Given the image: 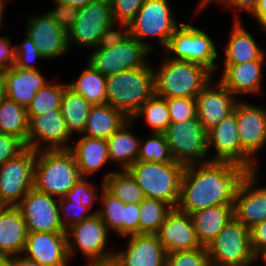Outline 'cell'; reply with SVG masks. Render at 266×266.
Masks as SVG:
<instances>
[{
  "mask_svg": "<svg viewBox=\"0 0 266 266\" xmlns=\"http://www.w3.org/2000/svg\"><path fill=\"white\" fill-rule=\"evenodd\" d=\"M199 165L198 169L195 164L185 167L177 208L190 215L208 207L234 204L237 188L248 170L227 161L201 160Z\"/></svg>",
  "mask_w": 266,
  "mask_h": 266,
  "instance_id": "obj_1",
  "label": "cell"
},
{
  "mask_svg": "<svg viewBox=\"0 0 266 266\" xmlns=\"http://www.w3.org/2000/svg\"><path fill=\"white\" fill-rule=\"evenodd\" d=\"M155 71L144 67L106 77V104L122 111L129 119L155 94Z\"/></svg>",
  "mask_w": 266,
  "mask_h": 266,
  "instance_id": "obj_2",
  "label": "cell"
},
{
  "mask_svg": "<svg viewBox=\"0 0 266 266\" xmlns=\"http://www.w3.org/2000/svg\"><path fill=\"white\" fill-rule=\"evenodd\" d=\"M81 178L70 150L41 149L36 152L33 183L35 190L62 198Z\"/></svg>",
  "mask_w": 266,
  "mask_h": 266,
  "instance_id": "obj_3",
  "label": "cell"
},
{
  "mask_svg": "<svg viewBox=\"0 0 266 266\" xmlns=\"http://www.w3.org/2000/svg\"><path fill=\"white\" fill-rule=\"evenodd\" d=\"M167 59V60H166ZM155 72V94L165 99L196 96L211 84L212 71L198 63L166 58Z\"/></svg>",
  "mask_w": 266,
  "mask_h": 266,
  "instance_id": "obj_4",
  "label": "cell"
},
{
  "mask_svg": "<svg viewBox=\"0 0 266 266\" xmlns=\"http://www.w3.org/2000/svg\"><path fill=\"white\" fill-rule=\"evenodd\" d=\"M185 167L177 162L136 161L127 171L142 189L146 198L160 200L172 208H177Z\"/></svg>",
  "mask_w": 266,
  "mask_h": 266,
  "instance_id": "obj_5",
  "label": "cell"
},
{
  "mask_svg": "<svg viewBox=\"0 0 266 266\" xmlns=\"http://www.w3.org/2000/svg\"><path fill=\"white\" fill-rule=\"evenodd\" d=\"M211 266H251L257 260L251 248L250 230L233 217L208 245Z\"/></svg>",
  "mask_w": 266,
  "mask_h": 266,
  "instance_id": "obj_6",
  "label": "cell"
},
{
  "mask_svg": "<svg viewBox=\"0 0 266 266\" xmlns=\"http://www.w3.org/2000/svg\"><path fill=\"white\" fill-rule=\"evenodd\" d=\"M153 49L151 45L141 44L129 36L122 43L110 49H94L88 63L103 76H111L126 70L147 65L146 54Z\"/></svg>",
  "mask_w": 266,
  "mask_h": 266,
  "instance_id": "obj_7",
  "label": "cell"
},
{
  "mask_svg": "<svg viewBox=\"0 0 266 266\" xmlns=\"http://www.w3.org/2000/svg\"><path fill=\"white\" fill-rule=\"evenodd\" d=\"M172 16L167 0H145L136 16L128 23L130 36L141 40L145 36H156L159 43L167 48L171 36L178 27Z\"/></svg>",
  "mask_w": 266,
  "mask_h": 266,
  "instance_id": "obj_8",
  "label": "cell"
},
{
  "mask_svg": "<svg viewBox=\"0 0 266 266\" xmlns=\"http://www.w3.org/2000/svg\"><path fill=\"white\" fill-rule=\"evenodd\" d=\"M164 134L177 163L192 165L195 164V158L204 159L208 154L207 131L198 118L170 123Z\"/></svg>",
  "mask_w": 266,
  "mask_h": 266,
  "instance_id": "obj_9",
  "label": "cell"
},
{
  "mask_svg": "<svg viewBox=\"0 0 266 266\" xmlns=\"http://www.w3.org/2000/svg\"><path fill=\"white\" fill-rule=\"evenodd\" d=\"M36 152L26 148L0 166V200L16 206L33 188Z\"/></svg>",
  "mask_w": 266,
  "mask_h": 266,
  "instance_id": "obj_10",
  "label": "cell"
},
{
  "mask_svg": "<svg viewBox=\"0 0 266 266\" xmlns=\"http://www.w3.org/2000/svg\"><path fill=\"white\" fill-rule=\"evenodd\" d=\"M178 25L166 48L169 53L176 54V57H171V59L198 63L212 72L215 71L214 61L218 53L210 37L194 26L185 23Z\"/></svg>",
  "mask_w": 266,
  "mask_h": 266,
  "instance_id": "obj_11",
  "label": "cell"
},
{
  "mask_svg": "<svg viewBox=\"0 0 266 266\" xmlns=\"http://www.w3.org/2000/svg\"><path fill=\"white\" fill-rule=\"evenodd\" d=\"M112 24L116 23L110 0H94L78 9L76 21L67 33L68 44L96 48L104 30Z\"/></svg>",
  "mask_w": 266,
  "mask_h": 266,
  "instance_id": "obj_12",
  "label": "cell"
},
{
  "mask_svg": "<svg viewBox=\"0 0 266 266\" xmlns=\"http://www.w3.org/2000/svg\"><path fill=\"white\" fill-rule=\"evenodd\" d=\"M71 232V233H70ZM67 235V250L69 258L74 254L73 249L78 247L80 252L87 257L90 262H106L113 260L114 253H105L104 249L108 239V229L102 219L94 214L91 218L76 223L70 228ZM69 234L75 244L70 241Z\"/></svg>",
  "mask_w": 266,
  "mask_h": 266,
  "instance_id": "obj_13",
  "label": "cell"
},
{
  "mask_svg": "<svg viewBox=\"0 0 266 266\" xmlns=\"http://www.w3.org/2000/svg\"><path fill=\"white\" fill-rule=\"evenodd\" d=\"M30 232H66L60 223L59 206L54 197L32 188L16 205Z\"/></svg>",
  "mask_w": 266,
  "mask_h": 266,
  "instance_id": "obj_14",
  "label": "cell"
},
{
  "mask_svg": "<svg viewBox=\"0 0 266 266\" xmlns=\"http://www.w3.org/2000/svg\"><path fill=\"white\" fill-rule=\"evenodd\" d=\"M207 140L208 150L210 145H213L217 152L212 161L232 162L243 166L248 171H256V163L241 148L234 111L207 132Z\"/></svg>",
  "mask_w": 266,
  "mask_h": 266,
  "instance_id": "obj_15",
  "label": "cell"
},
{
  "mask_svg": "<svg viewBox=\"0 0 266 266\" xmlns=\"http://www.w3.org/2000/svg\"><path fill=\"white\" fill-rule=\"evenodd\" d=\"M27 147L40 151V139L49 143L45 150H69L66 146L70 133L60 109L50 110L42 115L27 116ZM37 138V140H35Z\"/></svg>",
  "mask_w": 266,
  "mask_h": 266,
  "instance_id": "obj_16",
  "label": "cell"
},
{
  "mask_svg": "<svg viewBox=\"0 0 266 266\" xmlns=\"http://www.w3.org/2000/svg\"><path fill=\"white\" fill-rule=\"evenodd\" d=\"M257 174L256 171H248L237 188L234 200V217L249 230L266 220V187H253Z\"/></svg>",
  "mask_w": 266,
  "mask_h": 266,
  "instance_id": "obj_17",
  "label": "cell"
},
{
  "mask_svg": "<svg viewBox=\"0 0 266 266\" xmlns=\"http://www.w3.org/2000/svg\"><path fill=\"white\" fill-rule=\"evenodd\" d=\"M41 266H66L68 261L66 232H30L23 253Z\"/></svg>",
  "mask_w": 266,
  "mask_h": 266,
  "instance_id": "obj_18",
  "label": "cell"
},
{
  "mask_svg": "<svg viewBox=\"0 0 266 266\" xmlns=\"http://www.w3.org/2000/svg\"><path fill=\"white\" fill-rule=\"evenodd\" d=\"M127 249L114 253L113 261L118 266H166L164 247L157 234H131Z\"/></svg>",
  "mask_w": 266,
  "mask_h": 266,
  "instance_id": "obj_19",
  "label": "cell"
},
{
  "mask_svg": "<svg viewBox=\"0 0 266 266\" xmlns=\"http://www.w3.org/2000/svg\"><path fill=\"white\" fill-rule=\"evenodd\" d=\"M157 237L167 253L202 247L191 216L178 208H173L168 213Z\"/></svg>",
  "mask_w": 266,
  "mask_h": 266,
  "instance_id": "obj_20",
  "label": "cell"
},
{
  "mask_svg": "<svg viewBox=\"0 0 266 266\" xmlns=\"http://www.w3.org/2000/svg\"><path fill=\"white\" fill-rule=\"evenodd\" d=\"M233 111L236 114L241 148L253 158L254 152L266 144V109L239 101Z\"/></svg>",
  "mask_w": 266,
  "mask_h": 266,
  "instance_id": "obj_21",
  "label": "cell"
},
{
  "mask_svg": "<svg viewBox=\"0 0 266 266\" xmlns=\"http://www.w3.org/2000/svg\"><path fill=\"white\" fill-rule=\"evenodd\" d=\"M27 28V34L43 59L57 58L70 48L67 32L62 30L47 13L37 18H29Z\"/></svg>",
  "mask_w": 266,
  "mask_h": 266,
  "instance_id": "obj_22",
  "label": "cell"
},
{
  "mask_svg": "<svg viewBox=\"0 0 266 266\" xmlns=\"http://www.w3.org/2000/svg\"><path fill=\"white\" fill-rule=\"evenodd\" d=\"M209 85L196 96L197 118L207 132L231 114L237 103L232 97L233 93L220 82L218 90Z\"/></svg>",
  "mask_w": 266,
  "mask_h": 266,
  "instance_id": "obj_23",
  "label": "cell"
},
{
  "mask_svg": "<svg viewBox=\"0 0 266 266\" xmlns=\"http://www.w3.org/2000/svg\"><path fill=\"white\" fill-rule=\"evenodd\" d=\"M25 219L17 206H8L0 211V258L23 253L27 239Z\"/></svg>",
  "mask_w": 266,
  "mask_h": 266,
  "instance_id": "obj_24",
  "label": "cell"
},
{
  "mask_svg": "<svg viewBox=\"0 0 266 266\" xmlns=\"http://www.w3.org/2000/svg\"><path fill=\"white\" fill-rule=\"evenodd\" d=\"M2 72L7 98L25 107L31 103L36 93L47 84L37 69H23L13 66L2 70Z\"/></svg>",
  "mask_w": 266,
  "mask_h": 266,
  "instance_id": "obj_25",
  "label": "cell"
},
{
  "mask_svg": "<svg viewBox=\"0 0 266 266\" xmlns=\"http://www.w3.org/2000/svg\"><path fill=\"white\" fill-rule=\"evenodd\" d=\"M190 216L200 245L207 248L234 217V204L208 207L198 210Z\"/></svg>",
  "mask_w": 266,
  "mask_h": 266,
  "instance_id": "obj_26",
  "label": "cell"
},
{
  "mask_svg": "<svg viewBox=\"0 0 266 266\" xmlns=\"http://www.w3.org/2000/svg\"><path fill=\"white\" fill-rule=\"evenodd\" d=\"M264 55L259 60L240 64H225L222 79L219 81L235 96L238 93L260 91L261 68Z\"/></svg>",
  "mask_w": 266,
  "mask_h": 266,
  "instance_id": "obj_27",
  "label": "cell"
},
{
  "mask_svg": "<svg viewBox=\"0 0 266 266\" xmlns=\"http://www.w3.org/2000/svg\"><path fill=\"white\" fill-rule=\"evenodd\" d=\"M128 120L122 111L109 104L95 105L90 109L83 135L107 140Z\"/></svg>",
  "mask_w": 266,
  "mask_h": 266,
  "instance_id": "obj_28",
  "label": "cell"
},
{
  "mask_svg": "<svg viewBox=\"0 0 266 266\" xmlns=\"http://www.w3.org/2000/svg\"><path fill=\"white\" fill-rule=\"evenodd\" d=\"M69 150L73 153L78 170L84 178V175L92 174L110 160L105 139L84 136Z\"/></svg>",
  "mask_w": 266,
  "mask_h": 266,
  "instance_id": "obj_29",
  "label": "cell"
},
{
  "mask_svg": "<svg viewBox=\"0 0 266 266\" xmlns=\"http://www.w3.org/2000/svg\"><path fill=\"white\" fill-rule=\"evenodd\" d=\"M225 64H240L259 60L263 51L258 47L255 39L247 32L238 20L235 22L231 37L225 49Z\"/></svg>",
  "mask_w": 266,
  "mask_h": 266,
  "instance_id": "obj_30",
  "label": "cell"
},
{
  "mask_svg": "<svg viewBox=\"0 0 266 266\" xmlns=\"http://www.w3.org/2000/svg\"><path fill=\"white\" fill-rule=\"evenodd\" d=\"M91 107L83 96L68 86L64 89L60 110L70 134L73 131L83 134Z\"/></svg>",
  "mask_w": 266,
  "mask_h": 266,
  "instance_id": "obj_31",
  "label": "cell"
},
{
  "mask_svg": "<svg viewBox=\"0 0 266 266\" xmlns=\"http://www.w3.org/2000/svg\"><path fill=\"white\" fill-rule=\"evenodd\" d=\"M130 121L132 120L129 119L107 139L110 160L121 161L123 170L134 164L139 154L140 141L126 129Z\"/></svg>",
  "mask_w": 266,
  "mask_h": 266,
  "instance_id": "obj_32",
  "label": "cell"
},
{
  "mask_svg": "<svg viewBox=\"0 0 266 266\" xmlns=\"http://www.w3.org/2000/svg\"><path fill=\"white\" fill-rule=\"evenodd\" d=\"M67 85L83 96L92 106L106 104V76L95 70L89 63L80 78Z\"/></svg>",
  "mask_w": 266,
  "mask_h": 266,
  "instance_id": "obj_33",
  "label": "cell"
},
{
  "mask_svg": "<svg viewBox=\"0 0 266 266\" xmlns=\"http://www.w3.org/2000/svg\"><path fill=\"white\" fill-rule=\"evenodd\" d=\"M0 132L20 138L27 146L28 118L26 107L7 97L0 102Z\"/></svg>",
  "mask_w": 266,
  "mask_h": 266,
  "instance_id": "obj_34",
  "label": "cell"
},
{
  "mask_svg": "<svg viewBox=\"0 0 266 266\" xmlns=\"http://www.w3.org/2000/svg\"><path fill=\"white\" fill-rule=\"evenodd\" d=\"M104 188L124 204L141 203L144 192L127 170L110 172L104 177Z\"/></svg>",
  "mask_w": 266,
  "mask_h": 266,
  "instance_id": "obj_35",
  "label": "cell"
},
{
  "mask_svg": "<svg viewBox=\"0 0 266 266\" xmlns=\"http://www.w3.org/2000/svg\"><path fill=\"white\" fill-rule=\"evenodd\" d=\"M172 209L163 201L145 197L140 203L139 234H157Z\"/></svg>",
  "mask_w": 266,
  "mask_h": 266,
  "instance_id": "obj_36",
  "label": "cell"
},
{
  "mask_svg": "<svg viewBox=\"0 0 266 266\" xmlns=\"http://www.w3.org/2000/svg\"><path fill=\"white\" fill-rule=\"evenodd\" d=\"M145 116L147 124L153 133L164 134L171 123L167 99L154 94L134 114L131 120L139 116Z\"/></svg>",
  "mask_w": 266,
  "mask_h": 266,
  "instance_id": "obj_37",
  "label": "cell"
},
{
  "mask_svg": "<svg viewBox=\"0 0 266 266\" xmlns=\"http://www.w3.org/2000/svg\"><path fill=\"white\" fill-rule=\"evenodd\" d=\"M67 86L65 84H46L43 86L26 107L27 116H38L50 110L60 109L62 95Z\"/></svg>",
  "mask_w": 266,
  "mask_h": 266,
  "instance_id": "obj_38",
  "label": "cell"
},
{
  "mask_svg": "<svg viewBox=\"0 0 266 266\" xmlns=\"http://www.w3.org/2000/svg\"><path fill=\"white\" fill-rule=\"evenodd\" d=\"M141 143L139 144L137 161L157 163L175 162L165 134L152 132L151 138L143 142L144 144L141 145Z\"/></svg>",
  "mask_w": 266,
  "mask_h": 266,
  "instance_id": "obj_39",
  "label": "cell"
},
{
  "mask_svg": "<svg viewBox=\"0 0 266 266\" xmlns=\"http://www.w3.org/2000/svg\"><path fill=\"white\" fill-rule=\"evenodd\" d=\"M102 204L103 209L95 211L102 221L105 223L108 230L114 229L118 234L123 236V205L124 203L118 198L114 197L104 188V181H102Z\"/></svg>",
  "mask_w": 266,
  "mask_h": 266,
  "instance_id": "obj_40",
  "label": "cell"
},
{
  "mask_svg": "<svg viewBox=\"0 0 266 266\" xmlns=\"http://www.w3.org/2000/svg\"><path fill=\"white\" fill-rule=\"evenodd\" d=\"M166 266H211L206 247L167 253Z\"/></svg>",
  "mask_w": 266,
  "mask_h": 266,
  "instance_id": "obj_41",
  "label": "cell"
},
{
  "mask_svg": "<svg viewBox=\"0 0 266 266\" xmlns=\"http://www.w3.org/2000/svg\"><path fill=\"white\" fill-rule=\"evenodd\" d=\"M171 123H180L197 118V102L192 97H175L167 99Z\"/></svg>",
  "mask_w": 266,
  "mask_h": 266,
  "instance_id": "obj_42",
  "label": "cell"
},
{
  "mask_svg": "<svg viewBox=\"0 0 266 266\" xmlns=\"http://www.w3.org/2000/svg\"><path fill=\"white\" fill-rule=\"evenodd\" d=\"M59 201H60L59 202L60 203L59 204L60 223H61V225L65 231H68V229L71 228L72 226H74L76 223H79L85 219L91 218L95 214V212L87 214L86 212L91 211V209H89L86 206H83V205H80V204H77V203H74L71 201H67L64 197L59 198ZM71 209H72V211H71ZM75 210L77 213H73ZM68 212L70 213V215H72L71 218L68 216L69 215ZM62 213L66 214L65 217L67 219L62 217V215H61ZM63 218H64V220H63ZM69 218L71 220H68ZM68 223H69V225H68Z\"/></svg>",
  "mask_w": 266,
  "mask_h": 266,
  "instance_id": "obj_43",
  "label": "cell"
},
{
  "mask_svg": "<svg viewBox=\"0 0 266 266\" xmlns=\"http://www.w3.org/2000/svg\"><path fill=\"white\" fill-rule=\"evenodd\" d=\"M95 188L93 184L85 181L82 177L64 196L67 201H71L91 209L96 199Z\"/></svg>",
  "mask_w": 266,
  "mask_h": 266,
  "instance_id": "obj_44",
  "label": "cell"
},
{
  "mask_svg": "<svg viewBox=\"0 0 266 266\" xmlns=\"http://www.w3.org/2000/svg\"><path fill=\"white\" fill-rule=\"evenodd\" d=\"M144 2L145 0H110L114 21L128 24Z\"/></svg>",
  "mask_w": 266,
  "mask_h": 266,
  "instance_id": "obj_45",
  "label": "cell"
},
{
  "mask_svg": "<svg viewBox=\"0 0 266 266\" xmlns=\"http://www.w3.org/2000/svg\"><path fill=\"white\" fill-rule=\"evenodd\" d=\"M16 47V60L14 67H19L23 69H33L36 68L30 65V59L43 58L40 54L38 48L35 46L34 42L31 40L28 34H26L24 42Z\"/></svg>",
  "mask_w": 266,
  "mask_h": 266,
  "instance_id": "obj_46",
  "label": "cell"
},
{
  "mask_svg": "<svg viewBox=\"0 0 266 266\" xmlns=\"http://www.w3.org/2000/svg\"><path fill=\"white\" fill-rule=\"evenodd\" d=\"M26 148V144L20 138L0 132V166Z\"/></svg>",
  "mask_w": 266,
  "mask_h": 266,
  "instance_id": "obj_47",
  "label": "cell"
},
{
  "mask_svg": "<svg viewBox=\"0 0 266 266\" xmlns=\"http://www.w3.org/2000/svg\"><path fill=\"white\" fill-rule=\"evenodd\" d=\"M57 7L47 14L57 23V25L68 33L76 21L78 9L67 4L55 2Z\"/></svg>",
  "mask_w": 266,
  "mask_h": 266,
  "instance_id": "obj_48",
  "label": "cell"
},
{
  "mask_svg": "<svg viewBox=\"0 0 266 266\" xmlns=\"http://www.w3.org/2000/svg\"><path fill=\"white\" fill-rule=\"evenodd\" d=\"M120 26H125V30L122 32L118 30H114V24L108 26L103 34L101 35V38L99 40V43L96 48L93 49H110L113 48L115 45L122 43L124 40H126L130 36L129 31V24L126 23H118Z\"/></svg>",
  "mask_w": 266,
  "mask_h": 266,
  "instance_id": "obj_49",
  "label": "cell"
},
{
  "mask_svg": "<svg viewBox=\"0 0 266 266\" xmlns=\"http://www.w3.org/2000/svg\"><path fill=\"white\" fill-rule=\"evenodd\" d=\"M140 203L123 205V236L139 233Z\"/></svg>",
  "mask_w": 266,
  "mask_h": 266,
  "instance_id": "obj_50",
  "label": "cell"
},
{
  "mask_svg": "<svg viewBox=\"0 0 266 266\" xmlns=\"http://www.w3.org/2000/svg\"><path fill=\"white\" fill-rule=\"evenodd\" d=\"M250 239L253 254L258 259L266 249V220L250 229Z\"/></svg>",
  "mask_w": 266,
  "mask_h": 266,
  "instance_id": "obj_51",
  "label": "cell"
},
{
  "mask_svg": "<svg viewBox=\"0 0 266 266\" xmlns=\"http://www.w3.org/2000/svg\"><path fill=\"white\" fill-rule=\"evenodd\" d=\"M16 47H11L10 38L0 37V71L15 65Z\"/></svg>",
  "mask_w": 266,
  "mask_h": 266,
  "instance_id": "obj_52",
  "label": "cell"
},
{
  "mask_svg": "<svg viewBox=\"0 0 266 266\" xmlns=\"http://www.w3.org/2000/svg\"><path fill=\"white\" fill-rule=\"evenodd\" d=\"M259 0H219L220 3H225L231 8H241L243 10L253 12Z\"/></svg>",
  "mask_w": 266,
  "mask_h": 266,
  "instance_id": "obj_53",
  "label": "cell"
},
{
  "mask_svg": "<svg viewBox=\"0 0 266 266\" xmlns=\"http://www.w3.org/2000/svg\"><path fill=\"white\" fill-rule=\"evenodd\" d=\"M252 14L257 18L264 31H266V0H259Z\"/></svg>",
  "mask_w": 266,
  "mask_h": 266,
  "instance_id": "obj_54",
  "label": "cell"
},
{
  "mask_svg": "<svg viewBox=\"0 0 266 266\" xmlns=\"http://www.w3.org/2000/svg\"><path fill=\"white\" fill-rule=\"evenodd\" d=\"M9 265L10 266H41L36 261L30 260L26 257L17 258V256L9 257Z\"/></svg>",
  "mask_w": 266,
  "mask_h": 266,
  "instance_id": "obj_55",
  "label": "cell"
},
{
  "mask_svg": "<svg viewBox=\"0 0 266 266\" xmlns=\"http://www.w3.org/2000/svg\"><path fill=\"white\" fill-rule=\"evenodd\" d=\"M92 1L94 0H54V2L67 4L69 6L75 7L76 9L83 8Z\"/></svg>",
  "mask_w": 266,
  "mask_h": 266,
  "instance_id": "obj_56",
  "label": "cell"
},
{
  "mask_svg": "<svg viewBox=\"0 0 266 266\" xmlns=\"http://www.w3.org/2000/svg\"><path fill=\"white\" fill-rule=\"evenodd\" d=\"M6 87H5V79L4 74L0 71V102L6 98Z\"/></svg>",
  "mask_w": 266,
  "mask_h": 266,
  "instance_id": "obj_57",
  "label": "cell"
},
{
  "mask_svg": "<svg viewBox=\"0 0 266 266\" xmlns=\"http://www.w3.org/2000/svg\"><path fill=\"white\" fill-rule=\"evenodd\" d=\"M86 266H118L113 260L106 262H90V264H86Z\"/></svg>",
  "mask_w": 266,
  "mask_h": 266,
  "instance_id": "obj_58",
  "label": "cell"
},
{
  "mask_svg": "<svg viewBox=\"0 0 266 266\" xmlns=\"http://www.w3.org/2000/svg\"><path fill=\"white\" fill-rule=\"evenodd\" d=\"M210 1H216L218 2L219 0H202L201 3L199 4V9L205 7Z\"/></svg>",
  "mask_w": 266,
  "mask_h": 266,
  "instance_id": "obj_59",
  "label": "cell"
},
{
  "mask_svg": "<svg viewBox=\"0 0 266 266\" xmlns=\"http://www.w3.org/2000/svg\"><path fill=\"white\" fill-rule=\"evenodd\" d=\"M0 266H10L9 265V257L8 258H0Z\"/></svg>",
  "mask_w": 266,
  "mask_h": 266,
  "instance_id": "obj_60",
  "label": "cell"
},
{
  "mask_svg": "<svg viewBox=\"0 0 266 266\" xmlns=\"http://www.w3.org/2000/svg\"><path fill=\"white\" fill-rule=\"evenodd\" d=\"M262 256L264 262L266 263V249L259 255V257Z\"/></svg>",
  "mask_w": 266,
  "mask_h": 266,
  "instance_id": "obj_61",
  "label": "cell"
},
{
  "mask_svg": "<svg viewBox=\"0 0 266 266\" xmlns=\"http://www.w3.org/2000/svg\"><path fill=\"white\" fill-rule=\"evenodd\" d=\"M3 10L0 9V28H1V25H2V16H3Z\"/></svg>",
  "mask_w": 266,
  "mask_h": 266,
  "instance_id": "obj_62",
  "label": "cell"
},
{
  "mask_svg": "<svg viewBox=\"0 0 266 266\" xmlns=\"http://www.w3.org/2000/svg\"><path fill=\"white\" fill-rule=\"evenodd\" d=\"M4 0H0V9L4 10Z\"/></svg>",
  "mask_w": 266,
  "mask_h": 266,
  "instance_id": "obj_63",
  "label": "cell"
},
{
  "mask_svg": "<svg viewBox=\"0 0 266 266\" xmlns=\"http://www.w3.org/2000/svg\"><path fill=\"white\" fill-rule=\"evenodd\" d=\"M5 207V204L0 200V211Z\"/></svg>",
  "mask_w": 266,
  "mask_h": 266,
  "instance_id": "obj_64",
  "label": "cell"
}]
</instances>
